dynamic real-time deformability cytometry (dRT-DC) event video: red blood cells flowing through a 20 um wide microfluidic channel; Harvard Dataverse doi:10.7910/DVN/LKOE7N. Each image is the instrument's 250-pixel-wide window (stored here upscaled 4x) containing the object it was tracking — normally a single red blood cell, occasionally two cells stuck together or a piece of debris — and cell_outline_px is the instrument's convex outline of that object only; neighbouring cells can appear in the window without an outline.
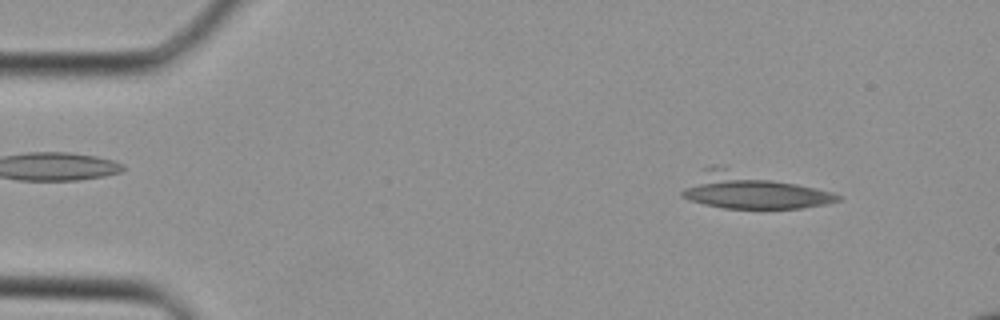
{"species": "Egyptian fruit bat (a non-hibernating species)", "species_latin": "Rousettus aegyptiacus", "temperature_condition": "cold", "stored_images_in_passage": 39, "camera_frame_rate_fps": 3000, "um_per_image_px": 0.085, "animal": {"sex": "female"}, "frame": {"image": 1, "passage_image": 4, "time_ms": 1.0, "image_size_px": [1000, 320], "cell_outline_px": [[840, 200], [828, 204], [804, 208], [724, 208], [704, 204], [688, 200], [680, 196], [680, 192], [704, 168], [712, 164], [724, 164], [832, 192], [840, 196]], "centroid_in_image_um": [63.88, 16.18], "position_along_channel_um": 21.1, "area_um2": 32.89}}
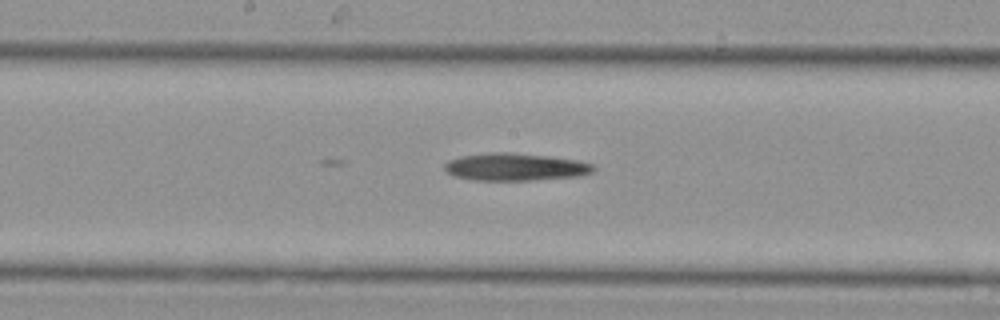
{"frame": {"image": 2, "passage_image": 20, "time_ms": 6.333, "image_size_px": [1000, 320], "cell_outline_px": [[596, 172], [580, 176], [532, 180], [472, 180], [456, 176], [448, 172], [444, 168], [444, 164], [448, 160], [464, 156], [492, 152], [512, 152], [548, 156], [576, 160], [592, 164], [596, 168]], "centroid_in_image_um": [43.84, 14.19], "position_along_channel_um": 204.4, "area_um2": 23.81}}
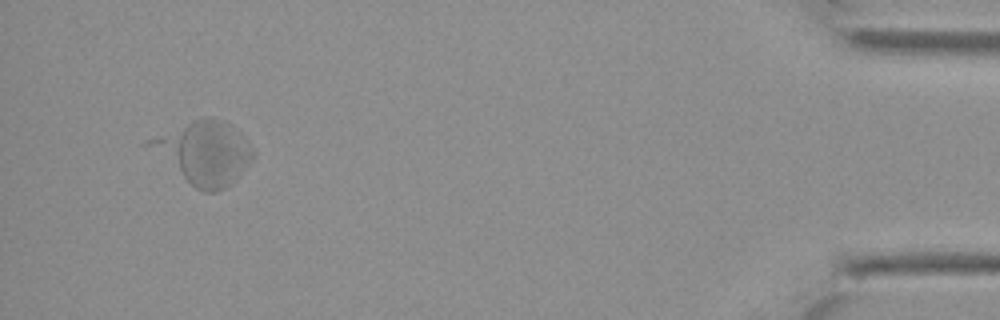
{"frame": {"image": 3, "passage_image": 37, "time_ms": 12.0, "image_size_px": [1000, 320], "cell_outline_px": [[256, 152], [252, 160], [232, 184], [216, 192], [204, 192], [196, 188], [144, 144], [148, 140], [192, 120], [204, 116], [208, 116], [224, 120], [236, 128], [244, 136]], "centroid_in_image_um": [17.41, 12.96], "position_along_channel_um": 417.8, "area_um2": 37.57}}